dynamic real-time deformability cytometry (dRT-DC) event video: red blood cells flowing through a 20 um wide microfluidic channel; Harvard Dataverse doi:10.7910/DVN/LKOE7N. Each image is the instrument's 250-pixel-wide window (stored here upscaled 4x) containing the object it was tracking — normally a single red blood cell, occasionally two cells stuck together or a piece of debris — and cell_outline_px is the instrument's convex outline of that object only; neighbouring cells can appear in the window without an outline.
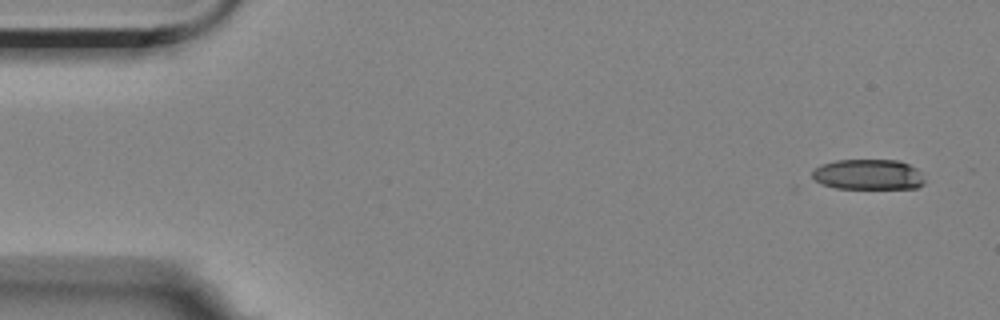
{"species": "Egyptian fruit bat (a non-hibernating species)", "species_latin": "Rousettus aegyptiacus", "temperature_condition": "room temperature", "stored_images_in_passage": 4, "camera_frame_rate_fps": 3000, "um_per_image_px": 0.085, "animal": {"sex": "female"}, "frame": {"image": 1, "passage_image": 1, "time_ms": 0.0, "image_size_px": [1000, 320], "cell_outline_px": [[924, 184], [916, 188], [836, 188], [820, 184], [812, 180], [812, 172], [820, 164], [836, 160], [900, 160], [916, 168], [924, 180]], "centroid_in_image_um": [73.75, 14.83], "position_along_channel_um": 11.2, "area_um2": 20.0}}